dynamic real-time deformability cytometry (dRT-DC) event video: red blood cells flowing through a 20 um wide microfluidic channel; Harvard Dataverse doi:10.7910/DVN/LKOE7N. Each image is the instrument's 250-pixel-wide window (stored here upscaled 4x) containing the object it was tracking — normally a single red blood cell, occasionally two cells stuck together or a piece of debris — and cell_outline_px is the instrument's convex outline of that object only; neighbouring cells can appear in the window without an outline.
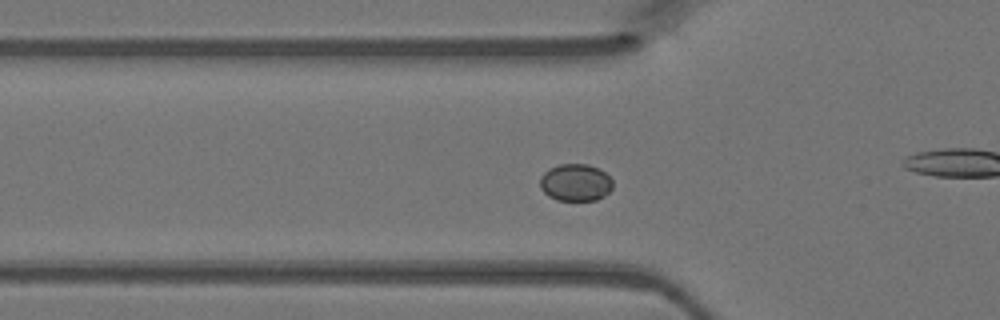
{"species": "Egyptian fruit bat (a non-hibernating species)", "species_latin": "Rousettus aegyptiacus", "temperature_condition": "warm", "stored_images_in_passage": 40, "camera_frame_rate_fps": 3000, "um_per_image_px": 0.085, "animal": {"sex": "female"}, "frame": {"image": 1, "passage_image": 7, "time_ms": 2.0, "image_size_px": [1000, 320], "cell_outline_px": [[612, 188], [604, 196], [596, 200], [556, 200], [548, 196], [540, 188], [540, 176], [548, 168], [560, 164], [588, 164], [604, 172], [612, 180]], "centroid_in_image_um": [48.89, 15.51], "position_along_channel_um": 76.9, "area_um2": 15.78}}
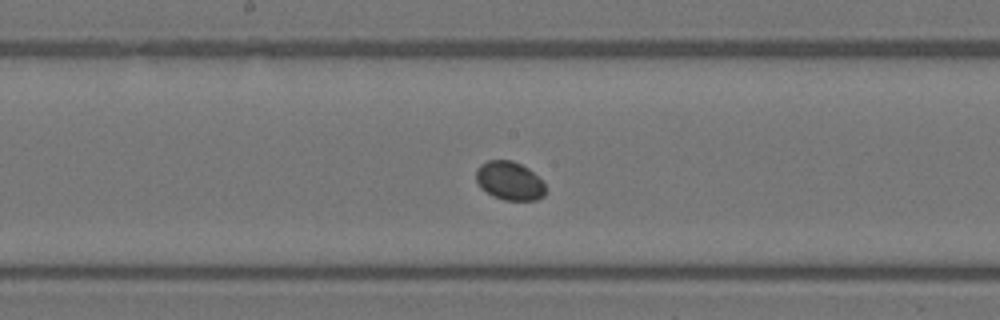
{"frame": {"image": 2, "passage_image": 16, "time_ms": 5.0, "image_size_px": [1000, 320], "cell_outline_px": [[544, 196], [536, 200], [504, 200], [492, 196], [480, 188], [476, 180], [476, 168], [480, 164], [488, 160], [512, 160], [528, 168], [544, 184]], "centroid_in_image_um": [43.26, 15.37], "position_along_channel_um": 204.9, "area_um2": 15.61}}
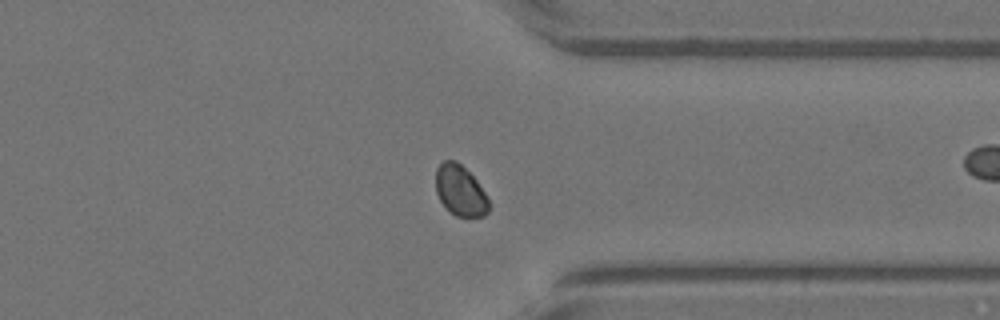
{"frame": {"image": 3, "passage_image": 28, "time_ms": 9.0, "image_size_px": [1000, 320], "cell_outline_px": [[488, 212], [484, 216], [456, 216], [440, 200], [436, 192], [436, 168], [444, 160], [456, 160], [476, 180], [484, 192], [488, 200]], "centroid_in_image_um": [39.1, 16.18], "position_along_channel_um": 372.3, "area_um2": 15.26}}